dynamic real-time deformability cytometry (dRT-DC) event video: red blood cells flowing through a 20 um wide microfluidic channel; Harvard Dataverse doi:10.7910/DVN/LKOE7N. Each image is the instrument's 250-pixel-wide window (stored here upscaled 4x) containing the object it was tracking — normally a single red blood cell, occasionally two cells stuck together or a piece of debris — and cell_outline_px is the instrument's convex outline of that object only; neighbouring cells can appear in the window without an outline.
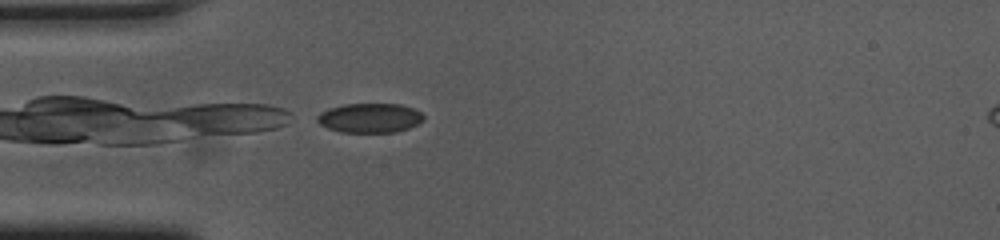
{"species": "common noctule bat (a hibernating species)", "species_latin": "Nyctalus noctula", "temperature_condition": "cold", "stored_images_in_passage": 39, "camera_frame_rate_fps": 3000, "um_per_image_px": 0.085, "animal": {"sex": "female", "body_mass_g": 23.0, "forearm_length_mm": 53.4}, "frame": {"image": 1, "passage_image": 1, "time_ms": 0.0, "image_size_px": [1000, 240], "cell_outline_px": [[424, 120], [420, 124], [396, 132], [340, 132], [328, 128], [320, 124], [316, 120], [316, 116], [320, 112], [328, 108], [344, 104], [400, 104], [412, 108], [420, 112], [424, 116]], "centroid_in_image_um": [31.43, 10.02], "position_along_channel_um": 53.6, "area_um2": 18.38}}
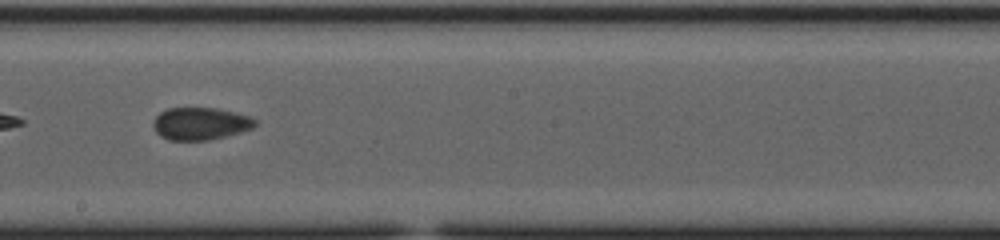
{"frame": {"image": 2, "passage_image": 16, "time_ms": 5.0, "image_size_px": [1000, 240], "cell_outline_px": [[256, 124], [252, 128], [240, 132], [208, 140], [168, 140], [160, 136], [156, 132], [152, 124], [156, 116], [160, 112], [168, 108], [216, 108], [252, 116], [256, 120]], "centroid_in_image_um": [17.02, 10.5], "position_along_channel_um": 231.2, "area_um2": 19.25}}
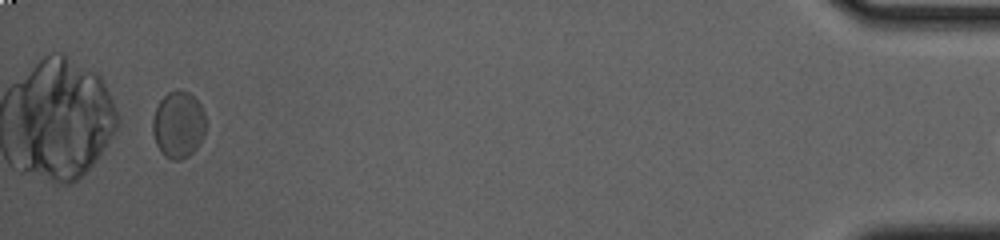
{"frame": {"image": 3, "passage_image": 38, "time_ms": 12.333, "image_size_px": [1000, 240], "cell_outline_px": [[204, 136], [196, 148], [188, 156], [180, 160], [172, 160], [164, 156], [160, 152], [156, 144], [152, 132], [152, 120], [156, 108], [160, 100], [168, 92], [176, 88], [180, 88], [188, 92], [200, 104], [204, 112]], "centroid_in_image_um": [15.13, 10.59], "position_along_channel_um": 420.1, "area_um2": 20.81}}